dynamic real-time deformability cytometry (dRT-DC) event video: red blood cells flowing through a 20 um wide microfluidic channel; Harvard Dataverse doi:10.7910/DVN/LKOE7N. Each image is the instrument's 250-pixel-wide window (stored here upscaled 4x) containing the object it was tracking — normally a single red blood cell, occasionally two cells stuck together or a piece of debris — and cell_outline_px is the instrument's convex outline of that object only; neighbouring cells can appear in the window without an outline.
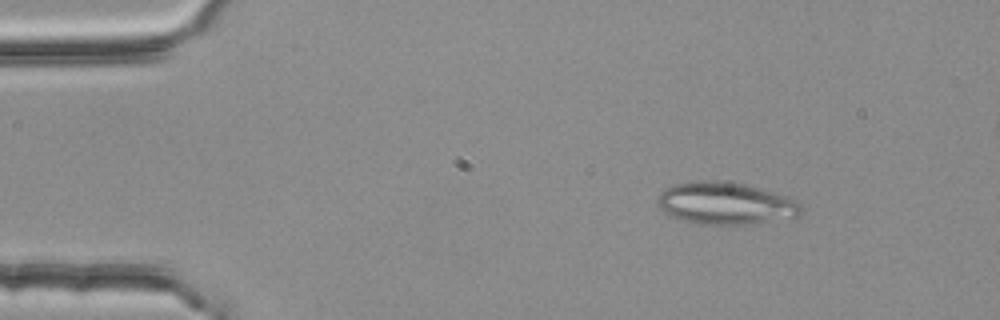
{"species": "common noctule bat (a hibernating species)", "species_latin": "Nyctalus noctula", "temperature_condition": "room temperature", "stored_images_in_passage": 4, "segment_of_instrument_passage": [1, 2], "camera_frame_rate_fps": 3000, "um_per_image_px": 0.085, "animal": {"sex": "female", "body_mass_g": 25.1}, "frame": {"image": 1, "passage_image": 1, "time_ms": 0.0, "image_size_px": [1000, 320], "cell_outline_px": [[804, 212], [800, 216], [752, 224], [700, 224], [680, 220], [668, 216], [656, 204], [656, 200], [660, 192], [664, 188], [672, 184], [736, 184], [756, 188], [784, 196], [796, 200], [800, 204]], "centroid_in_image_um": [61.65, 17.36], "position_along_channel_um": 23.3, "area_um2": 34.1}}